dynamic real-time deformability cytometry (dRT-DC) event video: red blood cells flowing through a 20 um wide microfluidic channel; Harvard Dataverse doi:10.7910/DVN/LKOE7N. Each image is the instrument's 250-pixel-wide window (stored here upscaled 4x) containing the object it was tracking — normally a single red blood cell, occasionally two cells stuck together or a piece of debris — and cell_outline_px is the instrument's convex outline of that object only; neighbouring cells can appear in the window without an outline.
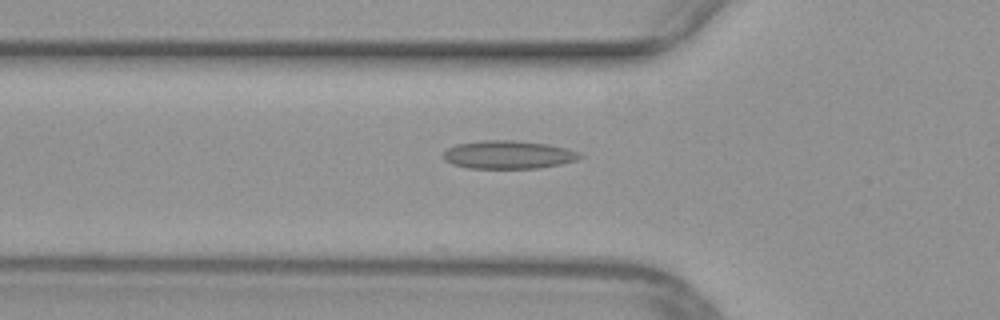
{"species": "common noctule bat (a hibernating species)", "species_latin": "Nyctalus noctula", "temperature_condition": "warm", "stored_images_in_passage": 31, "camera_frame_rate_fps": 3000, "um_per_image_px": 0.085, "animal": {"sex": "female", "body_mass_g": 29.2, "forearm_length_mm": 56.3}, "frame": {"image": 1, "passage_image": 3, "time_ms": 0.667, "image_size_px": [1000, 320], "cell_outline_px": [[584, 156], [576, 160], [560, 164], [540, 168], [468, 168], [452, 164], [444, 160], [444, 152], [448, 148], [456, 144], [480, 140], [512, 140], [548, 144], [564, 148], [576, 152]], "centroid_in_image_um": [43.17, 13.15], "position_along_channel_um": 82.6, "area_um2": 22.31}}
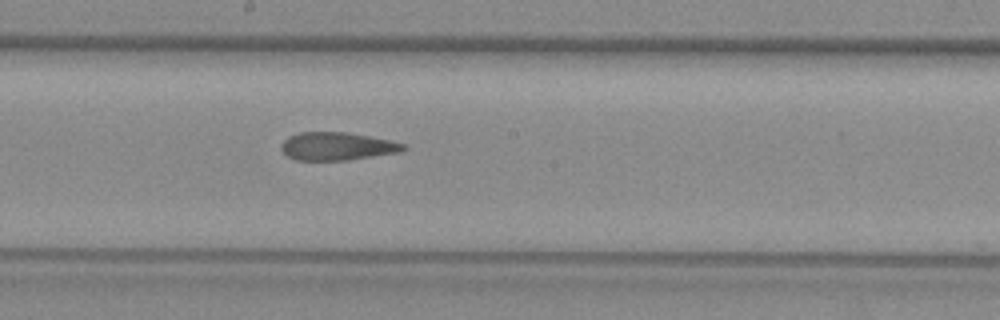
{"frame": {"image": 2, "passage_image": 13, "time_ms": 4.0, "image_size_px": [1000, 320], "cell_outline_px": [[408, 148], [400, 152], [348, 160], [296, 160], [288, 156], [280, 148], [280, 144], [288, 136], [300, 132], [348, 132], [388, 140], [404, 144]], "centroid_in_image_um": [28.63, 12.43], "position_along_channel_um": 219.6, "area_um2": 19.88}}
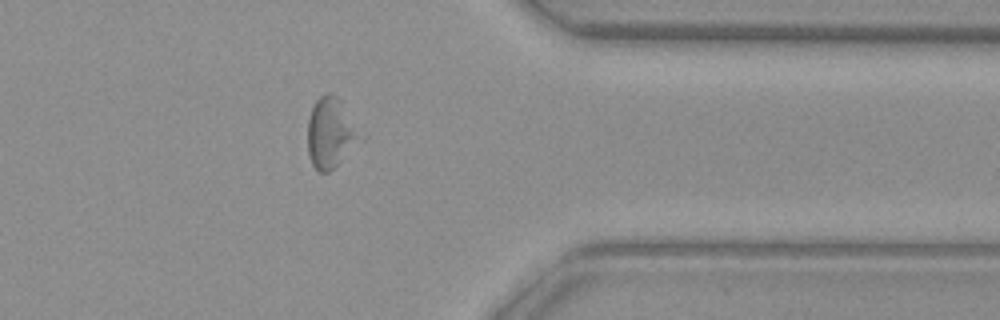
{"frame": {"image": 3, "passage_image": 26, "time_ms": 8.333, "image_size_px": [1000, 320], "cell_outline_px": [[356, 136], [336, 164], [328, 172], [320, 172], [312, 164], [308, 156], [308, 116], [316, 100], [320, 96], [328, 92], [336, 96], [340, 100]], "centroid_in_image_um": [27.9, 11.26], "position_along_channel_um": 383.5, "area_um2": 19.25}}